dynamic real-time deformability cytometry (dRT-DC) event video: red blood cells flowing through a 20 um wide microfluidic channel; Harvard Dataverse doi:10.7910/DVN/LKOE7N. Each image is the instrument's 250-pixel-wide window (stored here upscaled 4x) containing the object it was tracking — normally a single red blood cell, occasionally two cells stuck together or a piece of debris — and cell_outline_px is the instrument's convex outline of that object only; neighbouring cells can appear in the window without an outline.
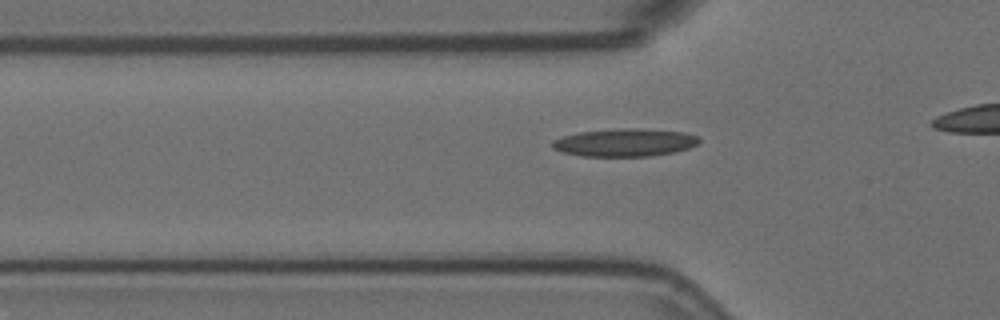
{"species": "Egyptian fruit bat (a non-hibernating species)", "species_latin": "Rousettus aegyptiacus", "temperature_condition": "room temperature", "stored_images_in_passage": 23, "camera_frame_rate_fps": 3000, "um_per_image_px": 0.085, "animal": {"sex": "female"}, "frame": {"image": 1, "passage_image": 10, "time_ms": 3.0, "image_size_px": [1000, 320], "cell_outline_px": [[700, 140], [696, 144], [688, 148], [676, 152], [648, 156], [584, 156], [564, 152], [552, 148], [552, 140], [564, 136], [580, 132], [620, 128], [636, 128], [684, 132], [696, 136]], "centroid_in_image_um": [53.11, 12.11], "position_along_channel_um": 72.7, "area_um2": 23.58}}
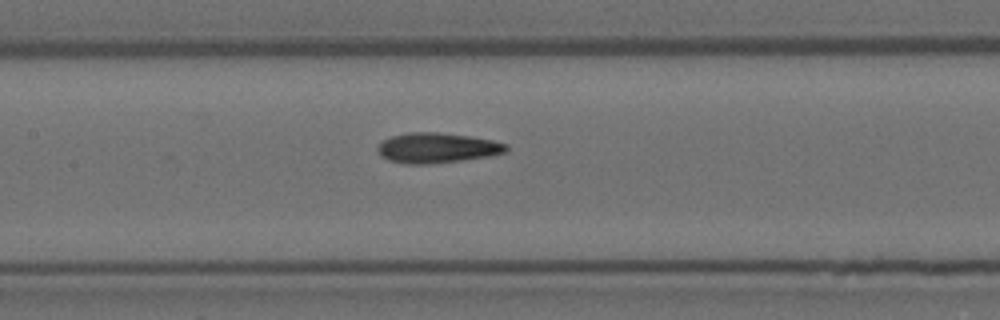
{"frame": {"image": 2, "passage_image": 18, "time_ms": 5.667, "image_size_px": [1000, 320], "cell_outline_px": [[508, 152], [488, 156], [460, 160], [428, 164], [404, 164], [380, 156], [376, 148], [384, 140], [392, 136], [408, 132], [440, 132], [468, 136], [492, 140], [508, 144]], "centroid_in_image_um": [37.16, 12.56], "position_along_channel_um": 170.2, "area_um2": 22.48}}
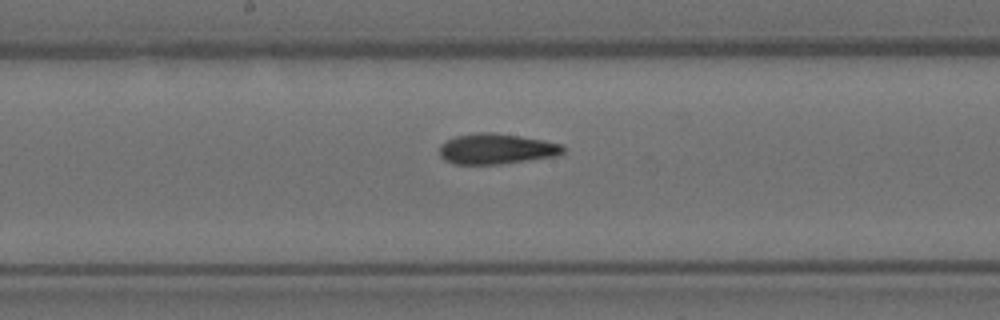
{"frame": {"image": 3, "passage_image": 21, "time_ms": 6.667, "image_size_px": [1000, 320], "cell_outline_px": [[564, 152], [556, 156], [500, 164], [456, 164], [444, 160], [440, 156], [440, 144], [456, 136], [476, 132], [492, 132], [520, 136], [544, 140], [564, 144]], "centroid_in_image_um": [42.2, 12.65], "position_along_channel_um": 206.0, "area_um2": 22.02}}